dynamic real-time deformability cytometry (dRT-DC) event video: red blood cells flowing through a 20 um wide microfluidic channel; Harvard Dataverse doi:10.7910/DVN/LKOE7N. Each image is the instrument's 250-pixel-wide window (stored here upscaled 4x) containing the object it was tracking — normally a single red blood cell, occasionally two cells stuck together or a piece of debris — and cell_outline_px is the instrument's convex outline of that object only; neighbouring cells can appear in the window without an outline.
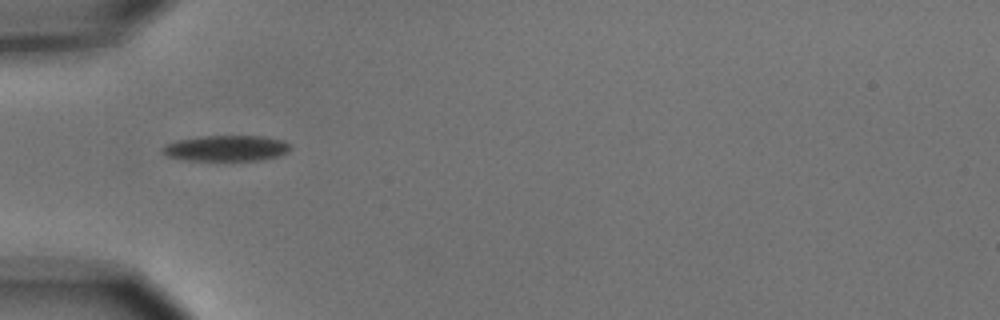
{"species": "common noctule bat (a hibernating species)", "species_latin": "Nyctalus noctula", "temperature_condition": "cold", "stored_images_in_passage": 6, "camera_frame_rate_fps": 3000, "um_per_image_px": 0.085, "animal": {"sex": "male", "body_mass_g": 15.6}, "frame": {"image": 1, "passage_image": 1, "time_ms": 0.0, "image_size_px": [1000, 320], "cell_outline_px": [[288, 152], [276, 156], [260, 160], [188, 160], [168, 156], [160, 152], [160, 148], [164, 144], [176, 140], [200, 136], [264, 136], [280, 140], [288, 144]], "centroid_in_image_um": [19.14, 12.59], "position_along_channel_um": 65.9, "area_um2": 19.07}}
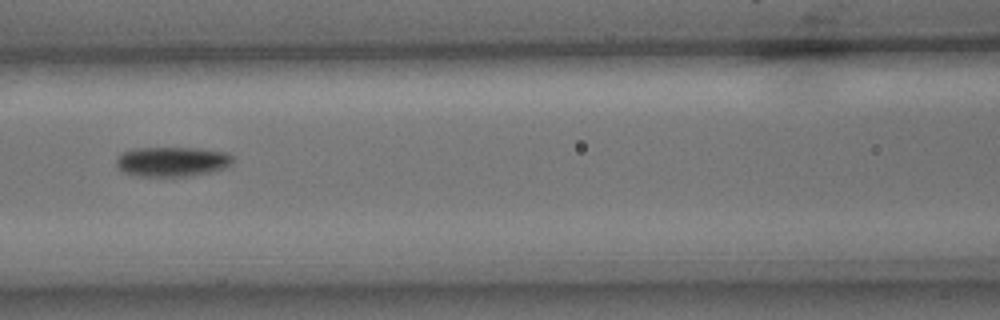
{"frame": {"image": 2, "passage_image": 3, "time_ms": 2.333, "image_size_px": [1000, 320], "cell_outline_px": [[232, 164], [224, 168], [212, 172], [192, 176], [136, 176], [124, 172], [116, 164], [116, 160], [124, 152], [140, 148], [196, 148], [228, 152], [232, 156]], "centroid_in_image_um": [14.69, 13.74], "position_along_channel_um": 151.9, "area_um2": 20.11}}
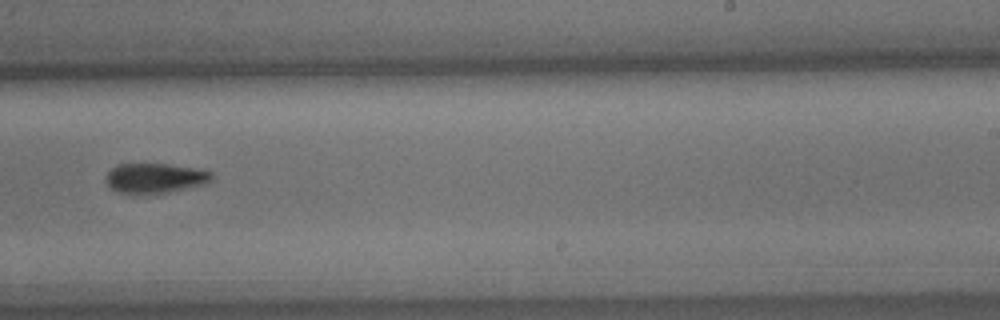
{"frame": {"image": 3, "passage_image": 6, "time_ms": 5.667, "image_size_px": [1000, 320], "cell_outline_px": [[212, 180], [204, 184], [168, 192], [116, 192], [108, 184], [108, 172], [116, 164], [168, 164], [196, 168], [212, 172]], "centroid_in_image_um": [13.22, 15.11], "position_along_channel_um": 275.8, "area_um2": 17.86}}